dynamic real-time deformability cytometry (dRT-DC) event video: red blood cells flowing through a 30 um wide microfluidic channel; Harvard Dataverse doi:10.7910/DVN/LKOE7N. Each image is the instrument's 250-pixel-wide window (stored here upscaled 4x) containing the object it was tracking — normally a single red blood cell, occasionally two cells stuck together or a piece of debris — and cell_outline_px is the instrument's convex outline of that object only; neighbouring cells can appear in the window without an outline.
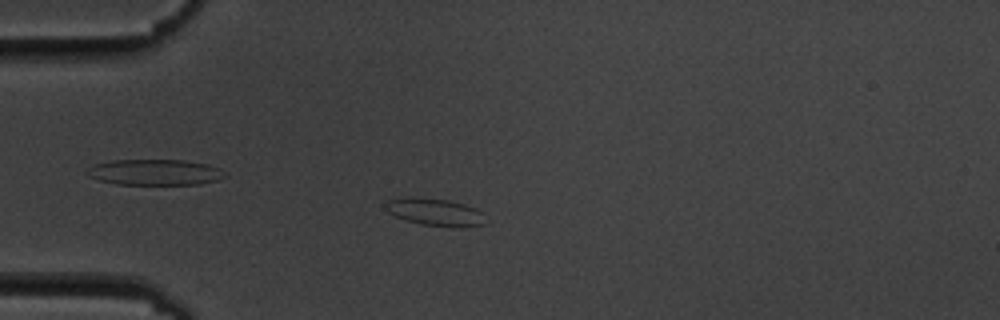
{"species": "common noctule bat (a hibernating species)", "species_latin": "Nyctalus noctula", "temperature_condition": "cold", "stored_images_in_passage": 9, "camera_frame_rate_fps": 3000, "um_per_image_px": 0.085, "animal": {"sex": "male", "body_mass_g": 19.5, "forearm_length_mm": 54.6}, "frame": {"image": 1, "passage_image": 3, "time_ms": 2.333, "image_size_px": [1000, 320], "cell_outline_px": [[484, 224], [460, 228], [452, 228], [420, 224], [404, 220], [388, 212], [384, 208], [384, 204], [388, 200], [408, 196], [412, 196], [448, 200], [464, 204], [476, 208], [484, 212]], "centroid_in_image_um": [36.97, 18.03], "position_along_channel_um": 48.0, "area_um2": 16.36}}
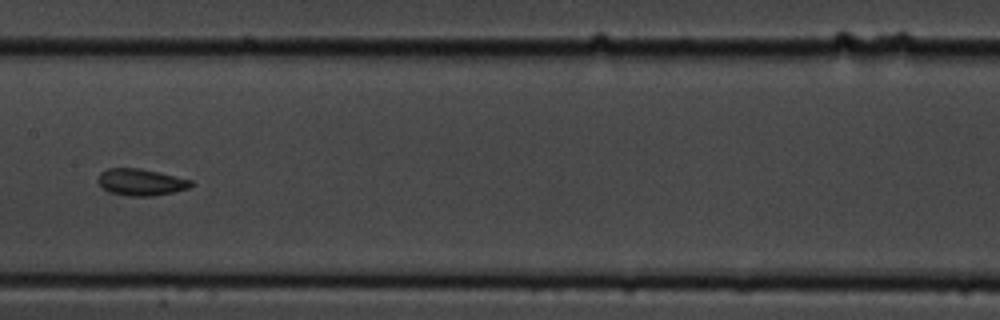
{"frame": {"image": 2, "passage_image": 7, "time_ms": 7.0, "image_size_px": [1000, 320], "cell_outline_px": [[192, 184], [188, 188], [172, 192], [152, 196], [128, 196], [108, 192], [96, 180], [100, 172], [108, 168], [140, 168], [192, 180]], "centroid_in_image_um": [11.93, 15.48], "position_along_channel_um": 195.5, "area_um2": 14.39}}
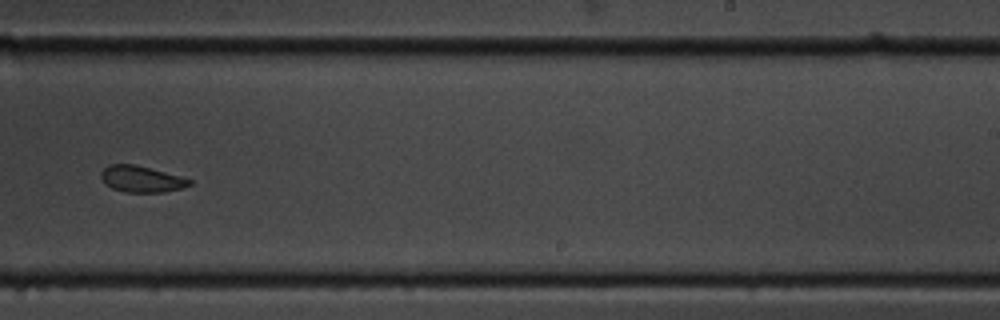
{"frame": {"image": 3, "passage_image": 9, "time_ms": 9.333, "image_size_px": [1000, 320], "cell_outline_px": [[192, 184], [180, 188], [164, 192], [124, 192], [112, 188], [104, 184], [100, 176], [100, 172], [108, 164], [136, 164], [180, 176], [192, 180]], "centroid_in_image_um": [11.98, 15.21], "position_along_channel_um": 277.0, "area_um2": 13.64}}